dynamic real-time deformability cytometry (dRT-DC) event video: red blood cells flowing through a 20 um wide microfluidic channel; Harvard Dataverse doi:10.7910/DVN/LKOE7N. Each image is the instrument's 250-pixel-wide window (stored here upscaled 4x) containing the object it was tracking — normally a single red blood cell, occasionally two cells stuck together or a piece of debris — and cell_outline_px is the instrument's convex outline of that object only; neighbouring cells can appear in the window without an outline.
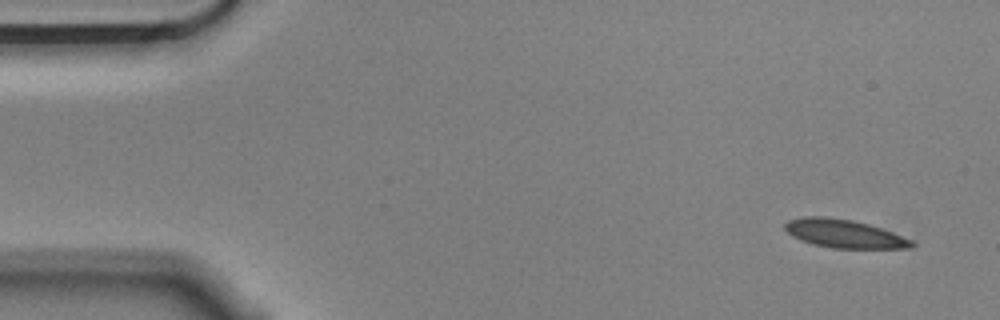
{"species": "Egyptian fruit bat (a non-hibernating species)", "species_latin": "Rousettus aegyptiacus", "temperature_condition": "cold", "stored_images_in_passage": 10, "camera_frame_rate_fps": 3000, "um_per_image_px": 0.085, "animal": {"sex": "male"}, "frame": {"image": 1, "passage_image": 1, "time_ms": 0.0, "image_size_px": [1000, 320], "cell_outline_px": [[916, 244], [912, 248], [832, 248], [812, 244], [800, 240], [792, 236], [784, 228], [784, 224], [788, 220], [804, 216], [824, 216], [852, 220], [868, 224], [892, 232], [912, 240]], "centroid_in_image_um": [71.73, 19.86], "position_along_channel_um": 13.3, "area_um2": 20.92}}
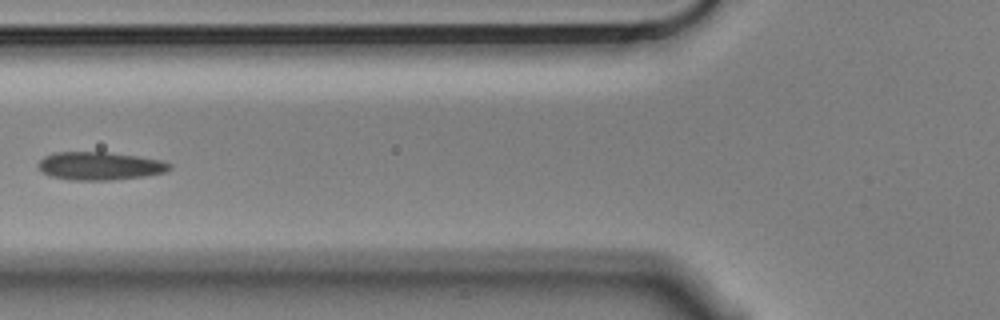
{"frame": {"image": 2, "passage_image": 6, "time_ms": 1.667, "image_size_px": [1000, 320], "cell_outline_px": [[172, 168], [164, 172], [144, 176], [112, 180], [68, 180], [48, 176], [40, 172], [36, 168], [36, 164], [44, 156], [52, 152], [108, 152], [136, 156], [160, 160], [172, 164]], "centroid_in_image_um": [8.39, 14.11], "position_along_channel_um": 117.4, "area_um2": 21.79}}
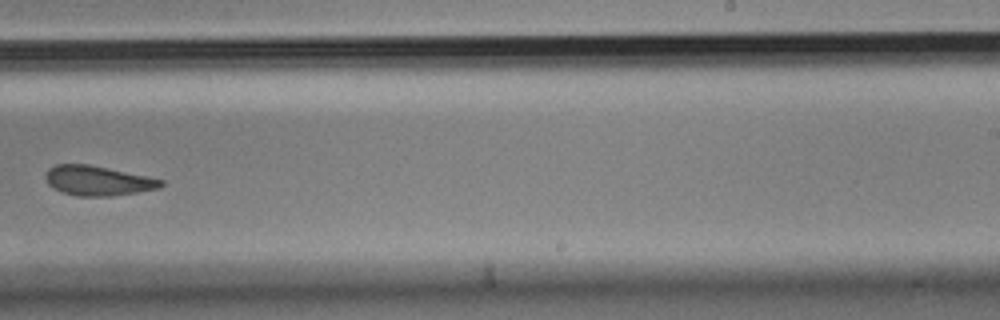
{"frame": {"image": 3, "passage_image": 10, "time_ms": 3.0, "image_size_px": [1000, 320], "cell_outline_px": [[164, 184], [160, 188], [112, 196], [76, 196], [60, 192], [48, 184], [44, 176], [48, 168], [56, 164], [88, 164], [148, 176], [164, 180]], "centroid_in_image_um": [8.3, 15.36], "position_along_channel_um": 280.7, "area_um2": 20.11}}